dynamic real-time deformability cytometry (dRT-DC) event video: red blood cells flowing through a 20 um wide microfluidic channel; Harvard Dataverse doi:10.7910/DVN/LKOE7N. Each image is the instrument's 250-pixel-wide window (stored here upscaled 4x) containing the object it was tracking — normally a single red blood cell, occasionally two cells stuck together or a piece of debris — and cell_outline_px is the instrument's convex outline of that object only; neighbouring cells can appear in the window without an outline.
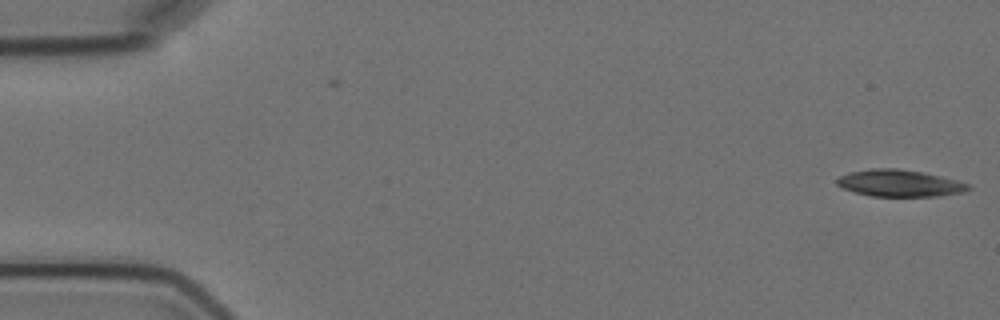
{"species": "Egyptian fruit bat (a non-hibernating species)", "species_latin": "Rousettus aegyptiacus", "temperature_condition": "cold", "stored_images_in_passage": 6, "camera_frame_rate_fps": 3000, "um_per_image_px": 0.085, "animal": {"sex": "female"}, "frame": {"image": 1, "passage_image": 1, "time_ms": 0.0, "image_size_px": [1000, 320], "cell_outline_px": [[972, 188], [964, 192], [940, 196], [872, 196], [856, 192], [844, 188], [836, 184], [836, 180], [840, 176], [848, 172], [872, 168], [900, 168], [940, 176], [956, 180], [968, 184]], "centroid_in_image_um": [76.46, 15.57], "position_along_channel_um": 8.5, "area_um2": 20.46}}
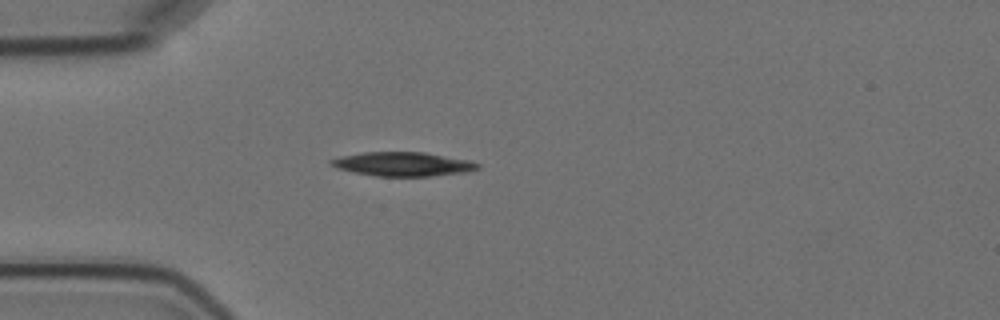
{"frame": {"image": 2, "passage_image": 5, "time_ms": 4.667, "image_size_px": [1000, 320], "cell_outline_px": [[480, 168], [468, 172], [428, 176], [376, 176], [352, 172], [336, 168], [328, 164], [328, 160], [340, 156], [364, 152], [424, 152], [472, 160], [480, 164]], "centroid_in_image_um": [34.24, 13.94], "position_along_channel_um": 50.8, "area_um2": 20.81}}